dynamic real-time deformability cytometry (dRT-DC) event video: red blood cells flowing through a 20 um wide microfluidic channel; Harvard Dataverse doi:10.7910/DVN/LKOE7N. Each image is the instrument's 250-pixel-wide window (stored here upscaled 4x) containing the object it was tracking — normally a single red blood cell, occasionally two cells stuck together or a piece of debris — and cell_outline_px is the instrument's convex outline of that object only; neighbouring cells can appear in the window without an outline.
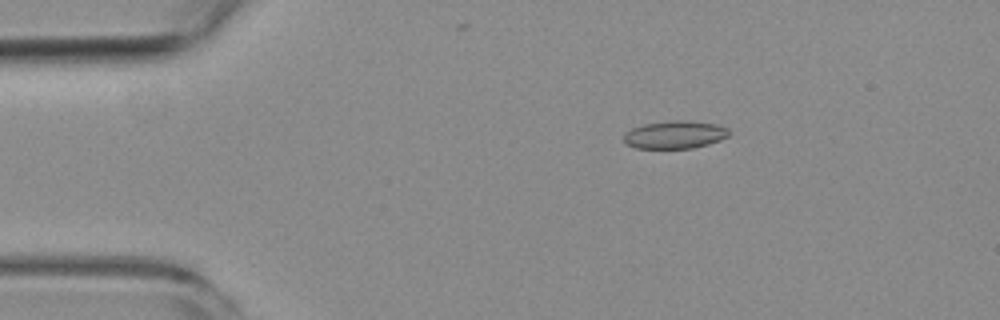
{"species": "common noctule bat (a hibernating species)", "species_latin": "Nyctalus noctula", "temperature_condition": "room temperature", "stored_images_in_passage": 4, "camera_frame_rate_fps": 3000, "um_per_image_px": 0.085, "animal": {"sex": "female", "body_mass_g": 19.3, "forearm_length_mm": 54.1}, "frame": {"image": 1, "passage_image": 2, "time_ms": 1.333, "image_size_px": [1000, 320], "cell_outline_px": [[728, 136], [720, 140], [708, 144], [692, 148], [636, 148], [624, 144], [624, 136], [632, 128], [644, 124], [672, 120], [688, 120], [716, 124], [728, 128]], "centroid_in_image_um": [57.36, 11.45], "position_along_channel_um": 27.6, "area_um2": 16.99}}